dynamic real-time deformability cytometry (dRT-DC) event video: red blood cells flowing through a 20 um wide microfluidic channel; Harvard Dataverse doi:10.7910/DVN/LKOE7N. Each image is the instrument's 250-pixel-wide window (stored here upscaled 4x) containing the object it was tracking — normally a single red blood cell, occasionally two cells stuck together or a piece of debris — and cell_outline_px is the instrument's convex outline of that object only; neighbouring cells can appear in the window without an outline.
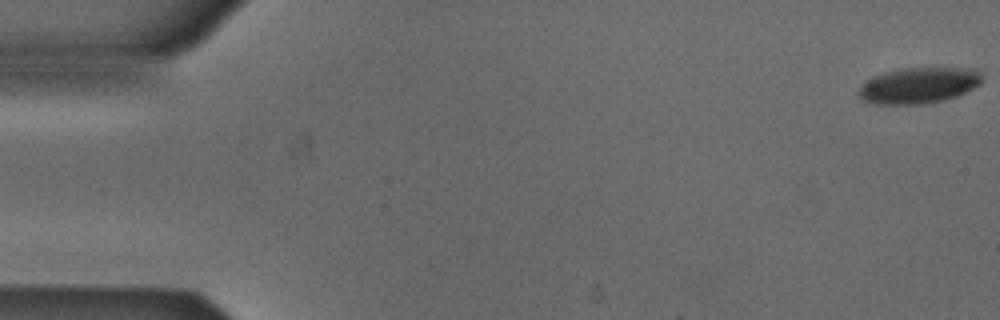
{"species": "Egyptian fruit bat (a non-hibernating species)", "species_latin": "Rousettus aegyptiacus", "temperature_condition": "cold", "stored_images_in_passage": 53, "camera_frame_rate_fps": 3000, "um_per_image_px": 0.085, "animal": {"sex": "male"}, "frame": {"image": 1, "passage_image": 1, "time_ms": 0.0, "image_size_px": [1000, 320], "cell_outline_px": [[980, 84], [956, 96], [944, 100], [920, 104], [876, 104], [864, 100], [856, 92], [868, 80], [884, 72], [900, 68], [976, 68], [980, 72]], "centroid_in_image_um": [78.09, 7.25], "position_along_channel_um": 6.9, "area_um2": 25.55}}
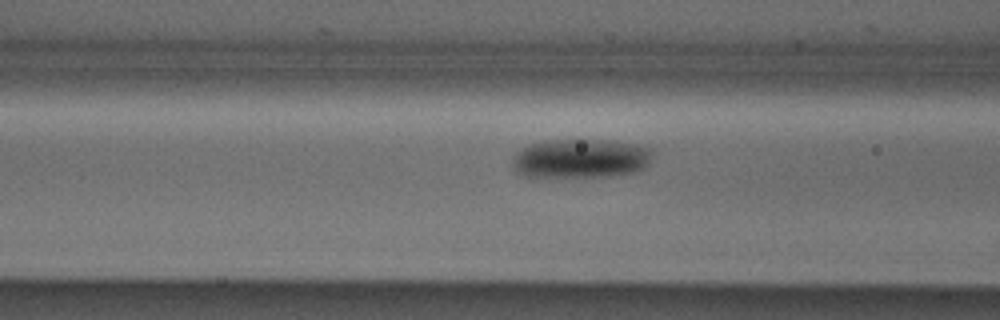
{"frame": {"image": 2, "passage_image": 21, "time_ms": 6.667, "image_size_px": [1000, 320], "cell_outline_px": [[652, 152], [648, 164], [644, 168], [632, 172], [608, 176], [528, 176], [516, 172], [512, 164], [512, 160], [516, 152], [520, 148], [528, 144], [544, 140], [616, 140], [652, 148]], "centroid_in_image_um": [49.34, 13.44], "position_along_channel_um": 117.3, "area_um2": 31.96}}
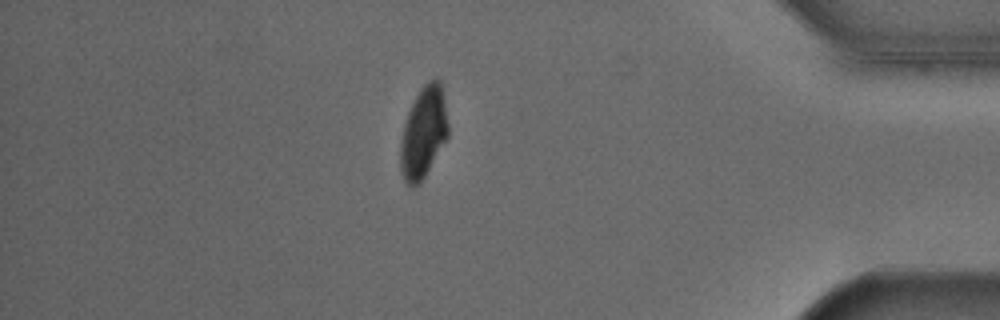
{"frame": {"image": 3, "passage_image": 46, "time_ms": 15.0, "image_size_px": [1000, 320], "cell_outline_px": [[448, 136], [424, 176], [412, 188], [404, 180], [400, 168], [400, 140], [404, 124], [408, 112], [420, 88], [428, 80], [440, 80], [448, 124]], "centroid_in_image_um": [35.97, 11.25], "position_along_channel_um": 399.2, "area_um2": 24.91}, "authors_computed_cell_mechanics": {"area_um2": 28.322, "velocity_mm_per_s": 3.8567, "shape_relaxation_time_tau1_ms": 3.0958, "shape_relaxation_time_tau2_ms": null, "deformation_change_tau1": 0.121, "deformation_change_tau2": null}}